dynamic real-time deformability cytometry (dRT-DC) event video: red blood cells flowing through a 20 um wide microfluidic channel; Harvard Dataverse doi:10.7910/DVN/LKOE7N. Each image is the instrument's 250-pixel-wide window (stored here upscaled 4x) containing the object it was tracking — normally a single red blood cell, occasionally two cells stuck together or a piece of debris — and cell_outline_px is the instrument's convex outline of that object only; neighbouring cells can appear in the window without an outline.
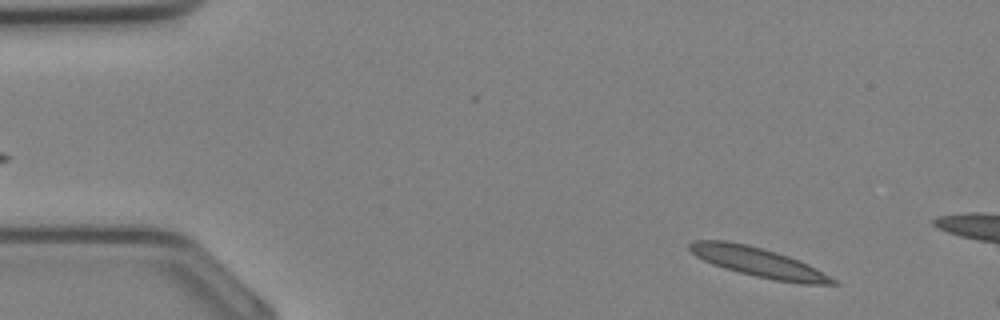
{"species": "Egyptian fruit bat (a non-hibernating species)", "species_latin": "Rousettus aegyptiacus", "temperature_condition": "cold", "stored_images_in_passage": 6, "camera_frame_rate_fps": 3000, "um_per_image_px": 0.085, "animal": {"sex": "female"}, "frame": {"image": 1, "passage_image": 2, "time_ms": 0.333, "image_size_px": [1000, 320], "cell_outline_px": [[840, 284], [800, 284], [776, 280], [756, 276], [724, 268], [712, 264], [696, 256], [688, 248], [688, 244], [696, 240], [728, 240], [748, 244], [776, 252], [800, 260], [816, 268], [836, 280]], "centroid_in_image_um": [64.46, 22.28], "position_along_channel_um": 20.5, "area_um2": 24.45}}